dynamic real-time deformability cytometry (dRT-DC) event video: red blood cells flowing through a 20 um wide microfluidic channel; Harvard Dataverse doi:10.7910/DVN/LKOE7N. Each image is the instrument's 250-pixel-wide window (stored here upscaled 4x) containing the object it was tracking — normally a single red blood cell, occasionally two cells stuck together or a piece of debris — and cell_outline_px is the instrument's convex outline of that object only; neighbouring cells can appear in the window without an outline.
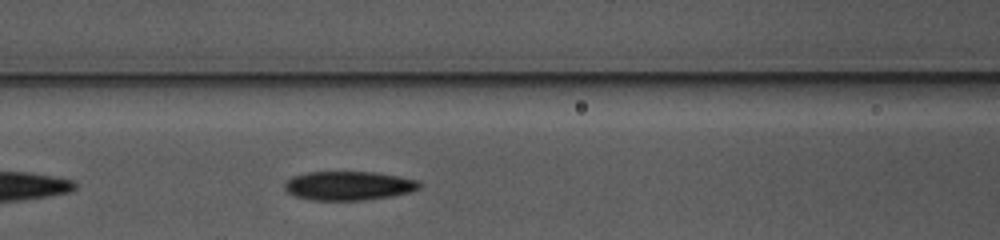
{"species": "common noctule bat (a hibernating species)", "species_latin": "Nyctalus noctula", "temperature_condition": "warm", "stored_images_in_passage": 20, "camera_frame_rate_fps": 3000, "um_per_image_px": 0.085, "animal": {"sex": "female", "body_mass_g": 10.0, "forearm_length_mm": 53.1}, "frame": {"image": 1, "passage_image": 6, "time_ms": 1.667, "image_size_px": [1000, 240], "cell_outline_px": [[420, 188], [412, 192], [392, 196], [364, 200], [312, 200], [296, 196], [288, 192], [284, 188], [284, 184], [292, 176], [308, 172], [372, 172], [396, 176], [416, 180], [420, 184]], "centroid_in_image_um": [29.62, 15.79], "position_along_channel_um": 137.0, "area_um2": 22.6}}
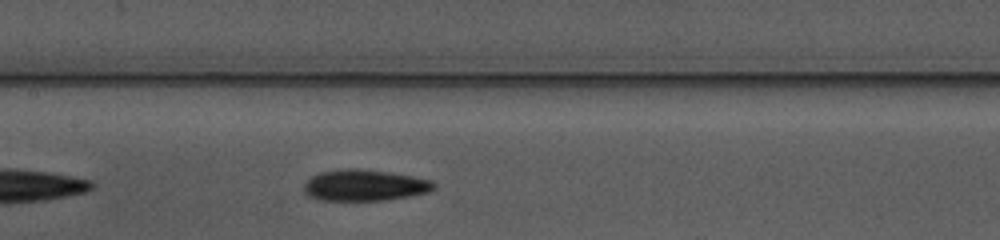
{"frame": {"image": 2, "passage_image": 9, "time_ms": 2.667, "image_size_px": [1000, 240], "cell_outline_px": [[436, 188], [428, 192], [412, 196], [384, 200], [320, 200], [308, 196], [304, 192], [304, 184], [312, 176], [320, 172], [344, 168], [352, 168], [388, 172], [412, 176], [432, 180], [436, 184]], "centroid_in_image_um": [31.0, 15.75], "position_along_channel_um": 176.4, "area_um2": 23.7}}